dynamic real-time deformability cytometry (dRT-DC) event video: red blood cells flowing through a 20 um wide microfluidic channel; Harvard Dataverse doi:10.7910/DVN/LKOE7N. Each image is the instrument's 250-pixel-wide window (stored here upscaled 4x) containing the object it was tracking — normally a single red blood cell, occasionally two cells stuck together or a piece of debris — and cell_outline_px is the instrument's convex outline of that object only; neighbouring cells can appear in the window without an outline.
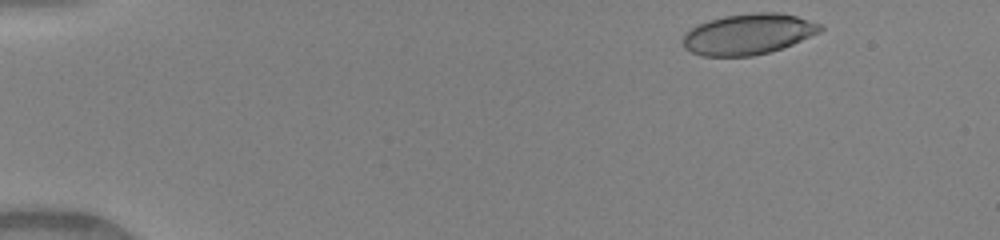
{"species": "human", "species_latin": "Homo sapiens", "temperature_condition": "warm", "stored_images_in_passage": 44, "camera_frame_rate_fps": 3000, "um_per_image_px": 0.085, "donor": {"sex": "female"}, "frame": {"image": 1, "passage_image": 1, "time_ms": 0.0, "image_size_px": [1000, 240], "cell_outline_px": [[824, 28], [820, 32], [792, 44], [768, 52], [752, 56], [700, 56], [684, 48], [680, 40], [684, 32], [696, 24], [708, 20], [724, 16], [756, 12], [780, 12], [796, 16], [820, 24]], "centroid_in_image_um": [63.53, 2.9], "position_along_channel_um": 21.5, "area_um2": 32.83}}
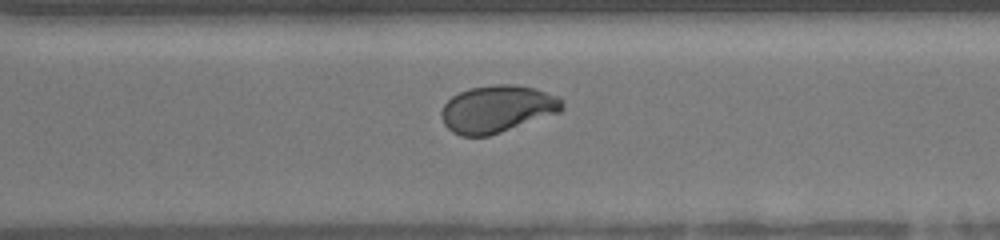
{"frame": {"image": 2, "passage_image": 31, "time_ms": 10.0, "image_size_px": [1000, 240], "cell_outline_px": [[564, 108], [560, 112], [488, 136], [460, 136], [452, 132], [444, 124], [440, 112], [444, 104], [452, 96], [468, 88], [492, 84], [516, 84], [536, 88], [560, 96], [564, 100]], "centroid_in_image_um": [42.28, 9.24], "position_along_channel_um": 328.3, "area_um2": 33.52}}
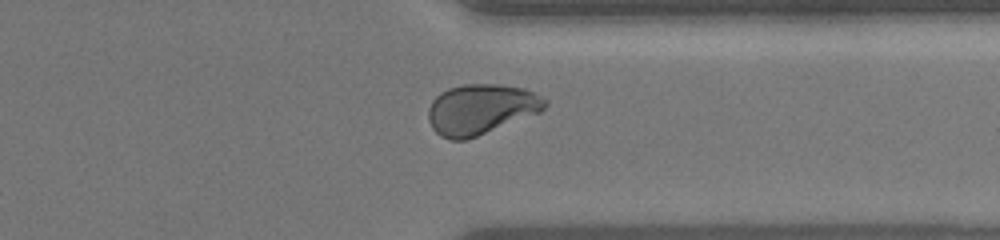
{"frame": {"image": 3, "passage_image": 34, "time_ms": 11.0, "image_size_px": [1000, 240], "cell_outline_px": [[548, 104], [540, 112], [468, 140], [448, 140], [440, 136], [432, 128], [428, 120], [428, 108], [432, 100], [440, 92], [448, 88], [464, 84], [500, 84], [524, 88], [548, 100]], "centroid_in_image_um": [40.85, 9.29], "position_along_channel_um": 370.5, "area_um2": 34.45}, "authors_computed_cell_mechanics": {"area_um2": 33.524, "velocity_mm_per_s": 4.1611, "shape_relaxation_time_tau1_ms": 8.3493, "shape_relaxation_time_tau2_ms": 0.8278, "deformation_change_tau1": 0.2177, "deformation_change_tau2": 0.0585}}